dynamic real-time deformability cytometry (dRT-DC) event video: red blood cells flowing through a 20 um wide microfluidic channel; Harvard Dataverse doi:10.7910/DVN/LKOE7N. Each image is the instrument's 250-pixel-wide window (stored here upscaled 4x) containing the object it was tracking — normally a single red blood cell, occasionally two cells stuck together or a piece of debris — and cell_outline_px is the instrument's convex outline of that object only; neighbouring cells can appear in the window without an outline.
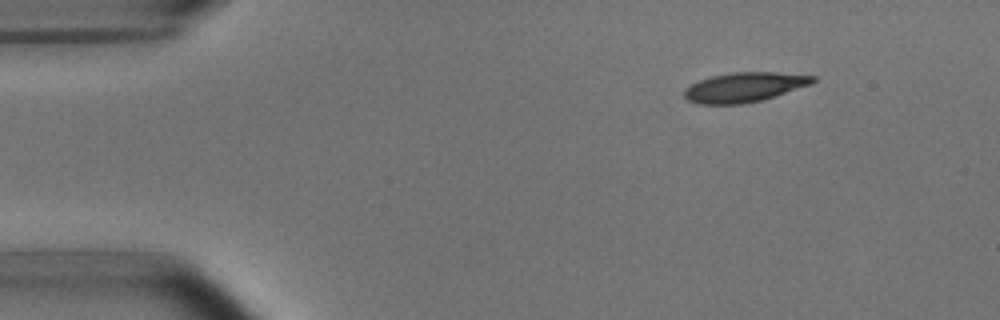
{"species": "common noctule bat (a hibernating species)", "species_latin": "Nyctalus noctula", "temperature_condition": "room temperature", "stored_images_in_passage": 4, "camera_frame_rate_fps": 3000, "um_per_image_px": 0.085, "animal": {"sex": "male", "body_mass_g": 15.6}, "frame": {"image": 1, "passage_image": 1, "time_ms": 0.0, "image_size_px": [1000, 320], "cell_outline_px": [[816, 80], [812, 84], [760, 100], [740, 104], [700, 104], [688, 100], [684, 96], [684, 88], [700, 80], [712, 76], [732, 72], [776, 72], [816, 76]], "centroid_in_image_um": [63.27, 7.4], "position_along_channel_um": 21.7, "area_um2": 21.96}}
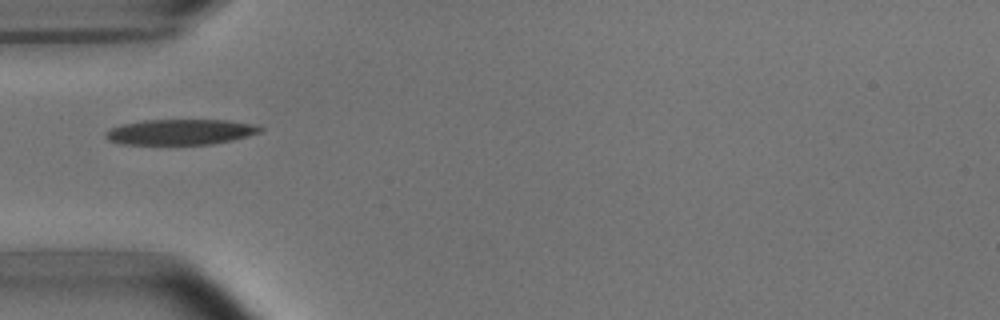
{"frame": {"image": 2, "passage_image": 4, "time_ms": 3.333, "image_size_px": [1000, 320], "cell_outline_px": [[264, 128], [260, 132], [232, 140], [212, 144], [124, 144], [108, 140], [104, 136], [104, 132], [120, 124], [144, 120], [228, 120], [252, 124]], "centroid_in_image_um": [15.31, 11.21], "position_along_channel_um": 69.7, "area_um2": 22.89}}